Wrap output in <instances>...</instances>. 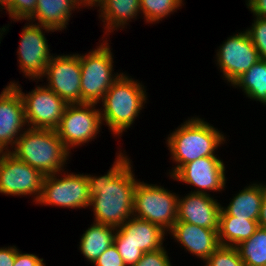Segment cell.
I'll return each instance as SVG.
<instances>
[{"mask_svg": "<svg viewBox=\"0 0 266 266\" xmlns=\"http://www.w3.org/2000/svg\"><path fill=\"white\" fill-rule=\"evenodd\" d=\"M10 1L11 0H0V12L4 9L5 14L9 11L10 9Z\"/></svg>", "mask_w": 266, "mask_h": 266, "instance_id": "74e56055", "label": "cell"}, {"mask_svg": "<svg viewBox=\"0 0 266 266\" xmlns=\"http://www.w3.org/2000/svg\"><path fill=\"white\" fill-rule=\"evenodd\" d=\"M227 170L223 159L202 157L184 164L172 177L173 181L191 185L192 193L212 195L210 192H224L226 189Z\"/></svg>", "mask_w": 266, "mask_h": 266, "instance_id": "5bb4252c", "label": "cell"}, {"mask_svg": "<svg viewBox=\"0 0 266 266\" xmlns=\"http://www.w3.org/2000/svg\"><path fill=\"white\" fill-rule=\"evenodd\" d=\"M265 191V182H250L235 193L226 206L222 204L221 208L230 216L258 221Z\"/></svg>", "mask_w": 266, "mask_h": 266, "instance_id": "44dd1931", "label": "cell"}, {"mask_svg": "<svg viewBox=\"0 0 266 266\" xmlns=\"http://www.w3.org/2000/svg\"><path fill=\"white\" fill-rule=\"evenodd\" d=\"M90 202L86 173H68L66 169L44 177L41 195L36 205L85 210L90 206Z\"/></svg>", "mask_w": 266, "mask_h": 266, "instance_id": "52a82bcc", "label": "cell"}, {"mask_svg": "<svg viewBox=\"0 0 266 266\" xmlns=\"http://www.w3.org/2000/svg\"><path fill=\"white\" fill-rule=\"evenodd\" d=\"M98 7V19L102 21L106 35L103 34L102 39H110L109 35L115 30L126 29L132 20L141 15L140 0H100Z\"/></svg>", "mask_w": 266, "mask_h": 266, "instance_id": "d6986e66", "label": "cell"}, {"mask_svg": "<svg viewBox=\"0 0 266 266\" xmlns=\"http://www.w3.org/2000/svg\"><path fill=\"white\" fill-rule=\"evenodd\" d=\"M16 256V246L0 247V266H13Z\"/></svg>", "mask_w": 266, "mask_h": 266, "instance_id": "836d02e7", "label": "cell"}, {"mask_svg": "<svg viewBox=\"0 0 266 266\" xmlns=\"http://www.w3.org/2000/svg\"><path fill=\"white\" fill-rule=\"evenodd\" d=\"M36 4L37 0H11L10 9L7 12L11 23L28 20L34 14Z\"/></svg>", "mask_w": 266, "mask_h": 266, "instance_id": "f1b7e54d", "label": "cell"}, {"mask_svg": "<svg viewBox=\"0 0 266 266\" xmlns=\"http://www.w3.org/2000/svg\"><path fill=\"white\" fill-rule=\"evenodd\" d=\"M93 266H125L114 243L92 264Z\"/></svg>", "mask_w": 266, "mask_h": 266, "instance_id": "1f68e13d", "label": "cell"}, {"mask_svg": "<svg viewBox=\"0 0 266 266\" xmlns=\"http://www.w3.org/2000/svg\"><path fill=\"white\" fill-rule=\"evenodd\" d=\"M10 153L45 176L66 170L72 155L56 130L30 127L17 139Z\"/></svg>", "mask_w": 266, "mask_h": 266, "instance_id": "277c9868", "label": "cell"}, {"mask_svg": "<svg viewBox=\"0 0 266 266\" xmlns=\"http://www.w3.org/2000/svg\"><path fill=\"white\" fill-rule=\"evenodd\" d=\"M204 119L199 116L188 117L166 137L165 143L173 161L167 176L172 177L184 164L196 159L219 157L215 153L227 143V137Z\"/></svg>", "mask_w": 266, "mask_h": 266, "instance_id": "7a4b0ae2", "label": "cell"}, {"mask_svg": "<svg viewBox=\"0 0 266 266\" xmlns=\"http://www.w3.org/2000/svg\"><path fill=\"white\" fill-rule=\"evenodd\" d=\"M83 232L80 235L78 250L92 265L113 244L116 227L92 222L90 227Z\"/></svg>", "mask_w": 266, "mask_h": 266, "instance_id": "7402d4cb", "label": "cell"}, {"mask_svg": "<svg viewBox=\"0 0 266 266\" xmlns=\"http://www.w3.org/2000/svg\"><path fill=\"white\" fill-rule=\"evenodd\" d=\"M143 84L124 72L98 104L101 105L102 124L108 127L114 138L120 139L143 111L149 97Z\"/></svg>", "mask_w": 266, "mask_h": 266, "instance_id": "3957f363", "label": "cell"}, {"mask_svg": "<svg viewBox=\"0 0 266 266\" xmlns=\"http://www.w3.org/2000/svg\"><path fill=\"white\" fill-rule=\"evenodd\" d=\"M221 202L214 195L187 193L178 195L177 221L218 231Z\"/></svg>", "mask_w": 266, "mask_h": 266, "instance_id": "2e32d148", "label": "cell"}, {"mask_svg": "<svg viewBox=\"0 0 266 266\" xmlns=\"http://www.w3.org/2000/svg\"><path fill=\"white\" fill-rule=\"evenodd\" d=\"M46 86L67 104H81L80 53L54 54L46 65Z\"/></svg>", "mask_w": 266, "mask_h": 266, "instance_id": "4fadbf2b", "label": "cell"}, {"mask_svg": "<svg viewBox=\"0 0 266 266\" xmlns=\"http://www.w3.org/2000/svg\"><path fill=\"white\" fill-rule=\"evenodd\" d=\"M101 41L88 53L80 54L81 104L98 105L110 86L123 74V70L113 72L115 61L110 40Z\"/></svg>", "mask_w": 266, "mask_h": 266, "instance_id": "5b68a950", "label": "cell"}, {"mask_svg": "<svg viewBox=\"0 0 266 266\" xmlns=\"http://www.w3.org/2000/svg\"><path fill=\"white\" fill-rule=\"evenodd\" d=\"M253 17L251 26L245 30L250 36L253 45L257 48L261 59L266 60V18Z\"/></svg>", "mask_w": 266, "mask_h": 266, "instance_id": "83f0119b", "label": "cell"}, {"mask_svg": "<svg viewBox=\"0 0 266 266\" xmlns=\"http://www.w3.org/2000/svg\"><path fill=\"white\" fill-rule=\"evenodd\" d=\"M78 6L80 9H93L95 7L98 8L99 6V3H100V0H73ZM92 7V8H91Z\"/></svg>", "mask_w": 266, "mask_h": 266, "instance_id": "d590c367", "label": "cell"}, {"mask_svg": "<svg viewBox=\"0 0 266 266\" xmlns=\"http://www.w3.org/2000/svg\"><path fill=\"white\" fill-rule=\"evenodd\" d=\"M258 224L260 227L266 228V191L262 200Z\"/></svg>", "mask_w": 266, "mask_h": 266, "instance_id": "8d00e7d4", "label": "cell"}, {"mask_svg": "<svg viewBox=\"0 0 266 266\" xmlns=\"http://www.w3.org/2000/svg\"><path fill=\"white\" fill-rule=\"evenodd\" d=\"M116 152L106 174H87L93 222L120 227L133 216L134 190L139 179L125 150ZM123 151V152H122Z\"/></svg>", "mask_w": 266, "mask_h": 266, "instance_id": "6da1fadb", "label": "cell"}, {"mask_svg": "<svg viewBox=\"0 0 266 266\" xmlns=\"http://www.w3.org/2000/svg\"><path fill=\"white\" fill-rule=\"evenodd\" d=\"M22 28L19 47L17 50V65L24 77L31 81L41 80L45 75L46 65L54 55L50 51V44L45 33L56 32L26 20Z\"/></svg>", "mask_w": 266, "mask_h": 266, "instance_id": "30bf717a", "label": "cell"}, {"mask_svg": "<svg viewBox=\"0 0 266 266\" xmlns=\"http://www.w3.org/2000/svg\"><path fill=\"white\" fill-rule=\"evenodd\" d=\"M253 102L266 106V60L260 59L232 85Z\"/></svg>", "mask_w": 266, "mask_h": 266, "instance_id": "cb8c5ba5", "label": "cell"}, {"mask_svg": "<svg viewBox=\"0 0 266 266\" xmlns=\"http://www.w3.org/2000/svg\"><path fill=\"white\" fill-rule=\"evenodd\" d=\"M165 246L159 250L146 252L134 266H173Z\"/></svg>", "mask_w": 266, "mask_h": 266, "instance_id": "f546056e", "label": "cell"}, {"mask_svg": "<svg viewBox=\"0 0 266 266\" xmlns=\"http://www.w3.org/2000/svg\"><path fill=\"white\" fill-rule=\"evenodd\" d=\"M9 27H10V25L8 26L5 24V26H2L0 28V44H1V41L3 39V35H6L5 33H8L7 31H9Z\"/></svg>", "mask_w": 266, "mask_h": 266, "instance_id": "f35d334b", "label": "cell"}, {"mask_svg": "<svg viewBox=\"0 0 266 266\" xmlns=\"http://www.w3.org/2000/svg\"><path fill=\"white\" fill-rule=\"evenodd\" d=\"M184 0H140V12L143 21L157 24L184 7Z\"/></svg>", "mask_w": 266, "mask_h": 266, "instance_id": "484cf974", "label": "cell"}, {"mask_svg": "<svg viewBox=\"0 0 266 266\" xmlns=\"http://www.w3.org/2000/svg\"><path fill=\"white\" fill-rule=\"evenodd\" d=\"M80 10L73 0H37L36 10L28 21L54 31L67 29L74 11Z\"/></svg>", "mask_w": 266, "mask_h": 266, "instance_id": "ffe728a7", "label": "cell"}, {"mask_svg": "<svg viewBox=\"0 0 266 266\" xmlns=\"http://www.w3.org/2000/svg\"><path fill=\"white\" fill-rule=\"evenodd\" d=\"M245 5L253 16L266 18V0H245Z\"/></svg>", "mask_w": 266, "mask_h": 266, "instance_id": "e575fe53", "label": "cell"}, {"mask_svg": "<svg viewBox=\"0 0 266 266\" xmlns=\"http://www.w3.org/2000/svg\"><path fill=\"white\" fill-rule=\"evenodd\" d=\"M102 125L97 104H68L55 130L64 146L72 153L77 147L97 139Z\"/></svg>", "mask_w": 266, "mask_h": 266, "instance_id": "ba28073f", "label": "cell"}, {"mask_svg": "<svg viewBox=\"0 0 266 266\" xmlns=\"http://www.w3.org/2000/svg\"><path fill=\"white\" fill-rule=\"evenodd\" d=\"M43 175L10 152L0 154V193L6 196L32 197L37 203L43 186Z\"/></svg>", "mask_w": 266, "mask_h": 266, "instance_id": "7c38bea8", "label": "cell"}, {"mask_svg": "<svg viewBox=\"0 0 266 266\" xmlns=\"http://www.w3.org/2000/svg\"><path fill=\"white\" fill-rule=\"evenodd\" d=\"M178 195L161 184L138 180L134 190L133 216L156 224L168 233L177 221Z\"/></svg>", "mask_w": 266, "mask_h": 266, "instance_id": "8992f818", "label": "cell"}, {"mask_svg": "<svg viewBox=\"0 0 266 266\" xmlns=\"http://www.w3.org/2000/svg\"><path fill=\"white\" fill-rule=\"evenodd\" d=\"M236 248L245 266H266V228L259 226L248 240Z\"/></svg>", "mask_w": 266, "mask_h": 266, "instance_id": "d4e9b609", "label": "cell"}, {"mask_svg": "<svg viewBox=\"0 0 266 266\" xmlns=\"http://www.w3.org/2000/svg\"><path fill=\"white\" fill-rule=\"evenodd\" d=\"M215 54V64L222 80L230 86L261 59L246 30L227 37Z\"/></svg>", "mask_w": 266, "mask_h": 266, "instance_id": "8fae6325", "label": "cell"}, {"mask_svg": "<svg viewBox=\"0 0 266 266\" xmlns=\"http://www.w3.org/2000/svg\"><path fill=\"white\" fill-rule=\"evenodd\" d=\"M125 266H134L143 256L142 252L133 243H114Z\"/></svg>", "mask_w": 266, "mask_h": 266, "instance_id": "4dcf8cb0", "label": "cell"}, {"mask_svg": "<svg viewBox=\"0 0 266 266\" xmlns=\"http://www.w3.org/2000/svg\"><path fill=\"white\" fill-rule=\"evenodd\" d=\"M167 236L160 226L132 216L116 228L113 243H133L146 253L163 248Z\"/></svg>", "mask_w": 266, "mask_h": 266, "instance_id": "ac0fdd59", "label": "cell"}, {"mask_svg": "<svg viewBox=\"0 0 266 266\" xmlns=\"http://www.w3.org/2000/svg\"><path fill=\"white\" fill-rule=\"evenodd\" d=\"M8 85H13L22 98L28 127L53 130L58 127L68 104L45 83L35 85L34 89L26 93L22 91L19 81H10Z\"/></svg>", "mask_w": 266, "mask_h": 266, "instance_id": "9c48e42d", "label": "cell"}, {"mask_svg": "<svg viewBox=\"0 0 266 266\" xmlns=\"http://www.w3.org/2000/svg\"><path fill=\"white\" fill-rule=\"evenodd\" d=\"M27 128L22 98L13 85H6L0 93V151L10 152Z\"/></svg>", "mask_w": 266, "mask_h": 266, "instance_id": "9a60e30c", "label": "cell"}, {"mask_svg": "<svg viewBox=\"0 0 266 266\" xmlns=\"http://www.w3.org/2000/svg\"><path fill=\"white\" fill-rule=\"evenodd\" d=\"M167 234L179 247L203 262L220 246L218 231L182 221H176Z\"/></svg>", "mask_w": 266, "mask_h": 266, "instance_id": "e0dca14e", "label": "cell"}, {"mask_svg": "<svg viewBox=\"0 0 266 266\" xmlns=\"http://www.w3.org/2000/svg\"><path fill=\"white\" fill-rule=\"evenodd\" d=\"M204 266H245L236 247L219 246Z\"/></svg>", "mask_w": 266, "mask_h": 266, "instance_id": "4316f807", "label": "cell"}, {"mask_svg": "<svg viewBox=\"0 0 266 266\" xmlns=\"http://www.w3.org/2000/svg\"><path fill=\"white\" fill-rule=\"evenodd\" d=\"M13 266H46L43 258H40L35 253H23L16 246V256Z\"/></svg>", "mask_w": 266, "mask_h": 266, "instance_id": "d6a6232c", "label": "cell"}, {"mask_svg": "<svg viewBox=\"0 0 266 266\" xmlns=\"http://www.w3.org/2000/svg\"><path fill=\"white\" fill-rule=\"evenodd\" d=\"M258 227V221L230 216L221 208L218 226L219 243L221 246L236 247L248 240Z\"/></svg>", "mask_w": 266, "mask_h": 266, "instance_id": "603a6c76", "label": "cell"}]
</instances>
